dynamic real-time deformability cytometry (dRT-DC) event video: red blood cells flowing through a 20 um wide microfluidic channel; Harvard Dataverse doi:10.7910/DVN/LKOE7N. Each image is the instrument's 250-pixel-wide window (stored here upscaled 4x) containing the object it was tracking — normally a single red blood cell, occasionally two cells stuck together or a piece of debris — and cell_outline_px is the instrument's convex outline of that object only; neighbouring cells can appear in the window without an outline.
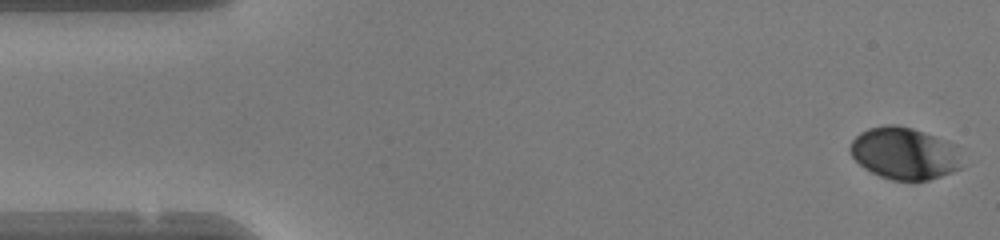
{"species": "human", "species_latin": "Homo sapiens", "temperature_condition": "warm", "stored_images_in_passage": 48, "camera_frame_rate_fps": 3000, "um_per_image_px": 0.085, "donor": {"sex": "female"}, "frame": {"image": 1, "passage_image": 1, "time_ms": 0.0, "image_size_px": [1000, 240], "cell_outline_px": [[960, 168], [952, 172], [928, 180], [892, 180], [880, 176], [864, 168], [852, 156], [848, 148], [852, 140], [860, 132], [868, 128], [888, 124], [896, 124], [912, 128], [924, 132], [956, 144]], "centroid_in_image_um": [76.83, 13.02], "position_along_channel_um": 8.2, "area_um2": 33.76}}
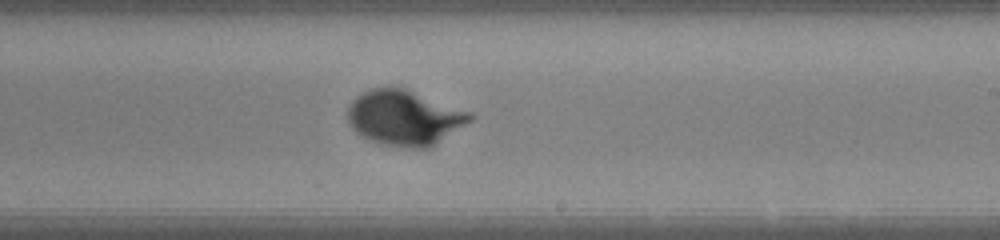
{"frame": {"image": 2, "passage_image": 28, "time_ms": 9.0, "image_size_px": [1000, 240], "cell_outline_px": [[476, 116], [472, 120], [436, 144], [428, 148], [408, 148], [380, 144], [368, 140], [356, 132], [352, 128], [348, 120], [348, 108], [352, 100], [356, 96], [372, 88], [404, 88], [472, 112]], "centroid_in_image_um": [34.39, 10.02], "position_along_channel_um": 254.6, "area_um2": 39.3}}
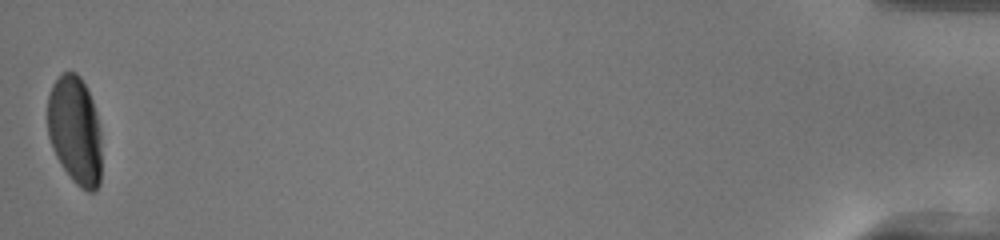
{"frame": {"image": 3, "passage_image": 48, "time_ms": 15.667, "image_size_px": [1000, 240], "cell_outline_px": [[100, 184], [96, 192], [88, 192], [80, 188], [72, 180], [56, 156], [52, 148], [48, 136], [48, 96], [52, 84], [64, 72], [76, 72], [80, 76], [92, 100], [96, 112], [100, 128]], "centroid_in_image_um": [6.38, 11.11], "position_along_channel_um": 428.8, "area_um2": 34.16}, "authors_computed_cell_mechanics": {"area_um2": 36.6741, "velocity_mm_per_s": 4.1769, "shape_relaxation_time_tau1_ms": 3.2819, "shape_relaxation_time_tau2_ms": null, "deformation_change_tau1": 0.1866, "deformation_change_tau2": null}}